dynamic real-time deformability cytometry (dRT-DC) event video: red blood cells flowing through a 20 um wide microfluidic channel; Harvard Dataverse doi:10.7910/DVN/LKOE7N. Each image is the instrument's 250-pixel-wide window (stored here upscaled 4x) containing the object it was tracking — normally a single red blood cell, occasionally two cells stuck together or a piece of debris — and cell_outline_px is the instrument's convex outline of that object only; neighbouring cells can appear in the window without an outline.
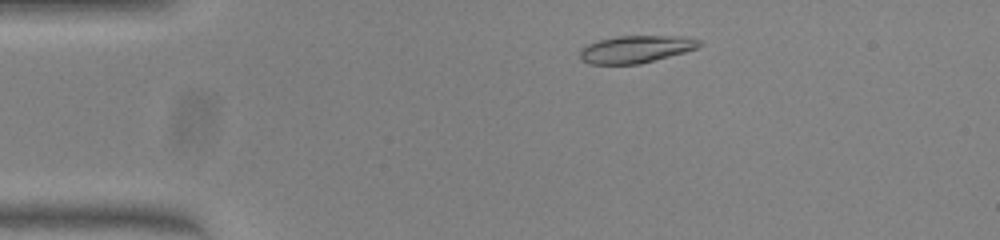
{"species": "common noctule bat (a hibernating species)", "species_latin": "Nyctalus noctula", "temperature_condition": "warm", "stored_images_in_passage": 46, "camera_frame_rate_fps": 3000, "um_per_image_px": 0.085, "animal": {"sex": "female", "body_mass_g": 23.0, "forearm_length_mm": 53.4}, "frame": {"image": 1, "passage_image": 5, "time_ms": 1.333, "image_size_px": [1000, 240], "cell_outline_px": [[704, 44], [696, 48], [684, 52], [640, 64], [588, 64], [580, 60], [580, 48], [588, 44], [600, 40], [616, 36], [680, 36], [700, 40]], "centroid_in_image_um": [54.02, 4.18], "position_along_channel_um": 31.0, "area_um2": 19.02}}
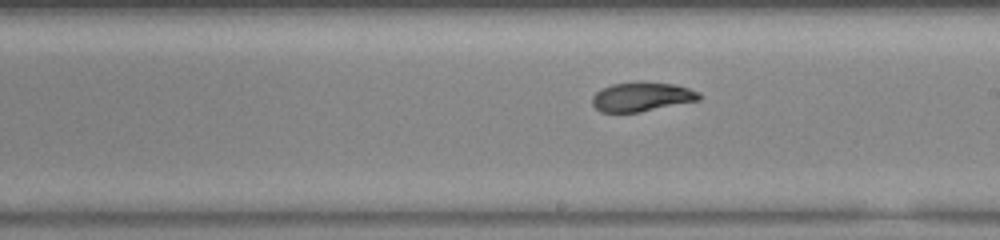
{"frame": {"image": 2, "passage_image": 24, "time_ms": 7.667, "image_size_px": [1000, 240], "cell_outline_px": [[700, 100], [640, 112], [600, 112], [592, 104], [592, 96], [600, 88], [612, 84], [636, 80], [672, 84], [688, 88], [700, 92]], "centroid_in_image_um": [54.52, 8.21], "position_along_channel_um": 234.5, "area_um2": 18.5}}
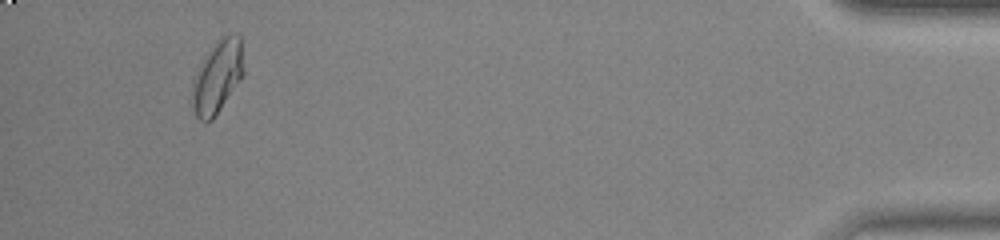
{"frame": {"image": 3, "passage_image": 43, "time_ms": 14.0, "image_size_px": [1000, 240], "cell_outline_px": [[244, 72], [240, 80], [212, 120], [200, 120], [196, 116], [192, 108], [192, 80], [196, 72], [216, 40], [224, 36], [236, 32], [240, 36], [244, 68]], "centroid_in_image_um": [18.48, 6.51], "position_along_channel_um": 416.7, "area_um2": 21.56}, "authors_computed_cell_mechanics": {"area_um2": 18.9295, "velocity_mm_per_s": 4.0293, "shape_relaxation_time_tau1_ms": 7.5964, "shape_relaxation_time_tau2_ms": 1.2787, "deformation_change_tau1": 0.233, "deformation_change_tau2": 0.0536}}